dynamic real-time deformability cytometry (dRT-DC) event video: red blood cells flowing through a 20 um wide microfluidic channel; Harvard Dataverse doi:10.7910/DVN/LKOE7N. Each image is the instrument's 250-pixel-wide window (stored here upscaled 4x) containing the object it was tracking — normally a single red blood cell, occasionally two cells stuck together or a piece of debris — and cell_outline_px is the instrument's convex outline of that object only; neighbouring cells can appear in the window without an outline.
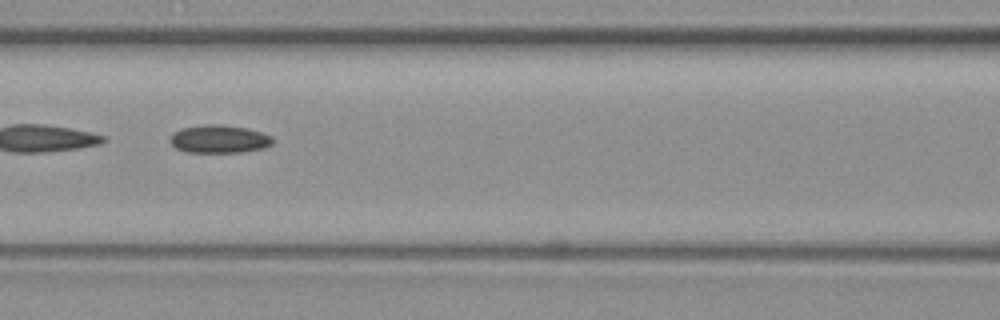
{"species": "common noctule bat (a hibernating species)", "species_latin": "Nyctalus noctula", "temperature_condition": "warm", "stored_images_in_passage": 49, "segment_of_instrument_passage": [2, 2], "camera_frame_rate_fps": 3000, "um_per_image_px": 0.085, "animal": {"sex": "female", "body_mass_g": 19.3, "forearm_length_mm": 54.1}, "frame": {"image": 1, "passage_image": 22, "time_ms": 7.0, "image_size_px": [1000, 320], "cell_outline_px": [[272, 144], [264, 148], [244, 152], [184, 152], [176, 148], [168, 140], [172, 132], [180, 128], [204, 124], [220, 124], [248, 128], [272, 136]], "centroid_in_image_um": [18.59, 11.81], "position_along_channel_um": 148.0, "area_um2": 16.99}}
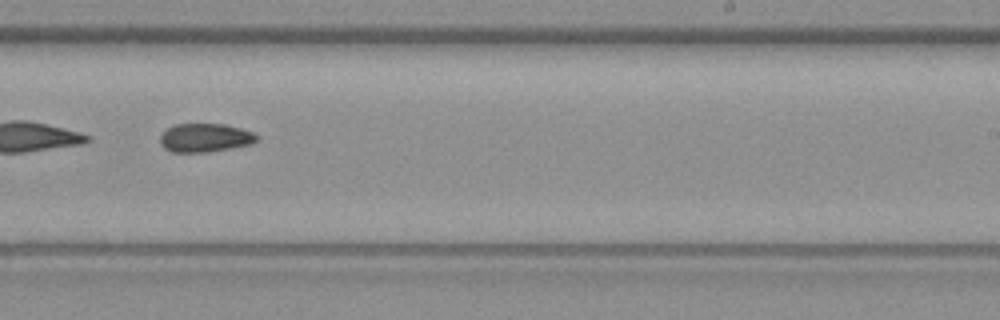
{"frame": {"image": 2, "passage_image": 31, "time_ms": 10.0, "image_size_px": [1000, 320], "cell_outline_px": [[256, 140], [252, 144], [208, 152], [172, 152], [164, 148], [160, 144], [160, 136], [168, 128], [176, 124], [224, 124], [240, 128], [252, 132], [256, 136]], "centroid_in_image_um": [17.4, 11.71], "position_along_channel_um": 271.6, "area_um2": 15.95}}
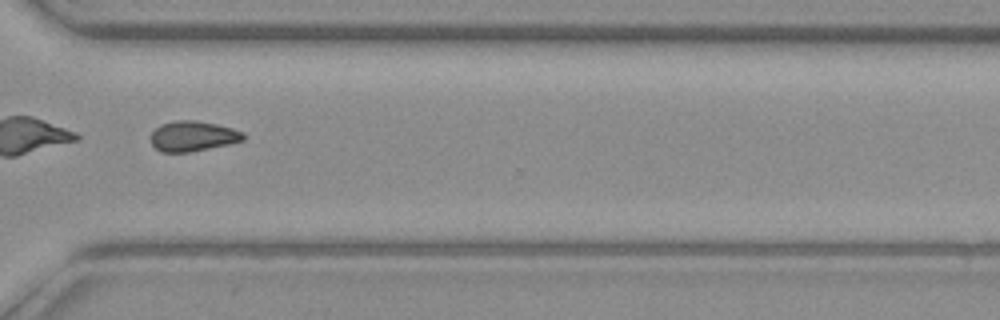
{"frame": {"image": 3, "passage_image": 37, "time_ms": 12.0, "image_size_px": [1000, 320], "cell_outline_px": [[244, 140], [228, 144], [188, 152], [160, 152], [152, 144], [152, 132], [160, 124], [176, 120], [196, 120], [216, 124], [232, 128], [244, 132]], "centroid_in_image_um": [16.39, 11.56], "position_along_channel_um": 354.2, "area_um2": 16.18}}